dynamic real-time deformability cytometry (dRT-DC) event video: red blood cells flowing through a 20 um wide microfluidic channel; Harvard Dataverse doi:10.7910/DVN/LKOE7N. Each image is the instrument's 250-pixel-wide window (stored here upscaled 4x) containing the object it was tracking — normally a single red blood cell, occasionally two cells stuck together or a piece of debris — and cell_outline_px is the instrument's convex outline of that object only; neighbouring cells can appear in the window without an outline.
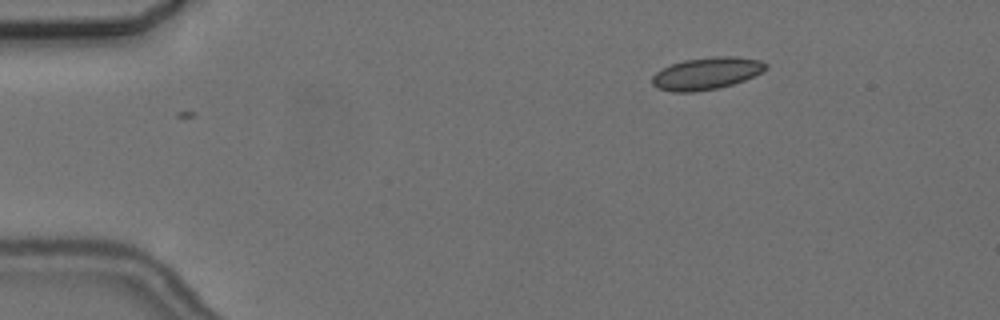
{"species": "common noctule bat (a hibernating species)", "species_latin": "Nyctalus noctula", "temperature_condition": "cold", "stored_images_in_passage": 3, "camera_frame_rate_fps": 3000, "um_per_image_px": 0.085, "animal": {"sex": "female", "body_mass_g": 24.6, "forearm_length_mm": 56.2}, "frame": {"image": 1, "passage_image": 3, "time_ms": 2.333, "image_size_px": [1000, 320], "cell_outline_px": [[768, 68], [744, 80], [720, 88], [696, 92], [672, 92], [660, 88], [652, 84], [652, 76], [656, 72], [672, 64], [684, 60], [712, 56], [736, 56], [760, 60], [768, 64]], "centroid_in_image_um": [60.07, 6.24], "position_along_channel_um": 24.9, "area_um2": 21.27}}